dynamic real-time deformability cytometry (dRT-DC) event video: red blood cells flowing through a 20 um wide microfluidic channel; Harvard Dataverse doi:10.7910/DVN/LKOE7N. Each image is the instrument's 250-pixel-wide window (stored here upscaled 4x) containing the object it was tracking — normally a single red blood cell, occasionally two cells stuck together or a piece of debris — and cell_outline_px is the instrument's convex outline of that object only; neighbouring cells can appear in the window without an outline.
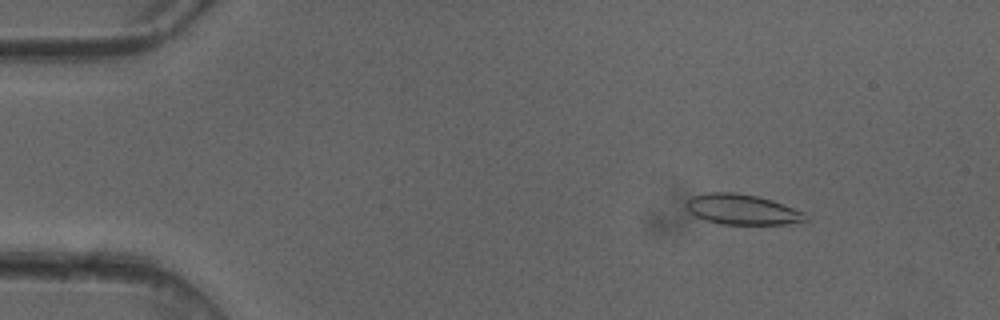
{"species": "common noctule bat (a hibernating species)", "species_latin": "Nyctalus noctula", "temperature_condition": "cold", "stored_images_in_passage": 4, "camera_frame_rate_fps": 3000, "um_per_image_px": 0.085, "animal": {"sex": "female"}, "frame": {"image": 1, "passage_image": 2, "time_ms": 0.333, "image_size_px": [1000, 320], "cell_outline_px": [[808, 220], [784, 224], [720, 224], [696, 216], [688, 208], [688, 200], [692, 196], [708, 192], [732, 192], [756, 196], [772, 200], [804, 212], [808, 216]], "centroid_in_image_um": [63.12, 17.8], "position_along_channel_um": 21.9, "area_um2": 20.69}}
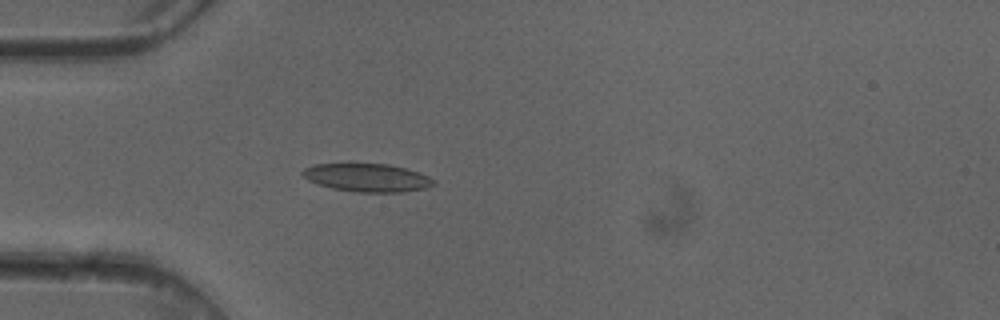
{"frame": {"image": 2, "passage_image": 4, "time_ms": 1.0, "image_size_px": [1000, 320], "cell_outline_px": [[436, 184], [424, 188], [404, 192], [356, 192], [332, 188], [316, 184], [308, 180], [300, 172], [304, 168], [316, 164], [348, 160], [388, 164], [420, 172], [436, 180]], "centroid_in_image_um": [31.16, 15.05], "position_along_channel_um": 53.8, "area_um2": 22.54}}